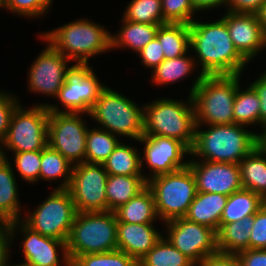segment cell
Here are the masks:
<instances>
[{
    "mask_svg": "<svg viewBox=\"0 0 266 266\" xmlns=\"http://www.w3.org/2000/svg\"><path fill=\"white\" fill-rule=\"evenodd\" d=\"M214 21L195 19L189 25L190 49L197 57L198 71L203 76L243 75L248 62L234 47L226 22L222 18Z\"/></svg>",
    "mask_w": 266,
    "mask_h": 266,
    "instance_id": "1",
    "label": "cell"
},
{
    "mask_svg": "<svg viewBox=\"0 0 266 266\" xmlns=\"http://www.w3.org/2000/svg\"><path fill=\"white\" fill-rule=\"evenodd\" d=\"M196 126L190 160L236 163L260 144L259 133L238 124ZM202 129V130H201ZM198 157V158H197ZM196 158V159H195Z\"/></svg>",
    "mask_w": 266,
    "mask_h": 266,
    "instance_id": "2",
    "label": "cell"
},
{
    "mask_svg": "<svg viewBox=\"0 0 266 266\" xmlns=\"http://www.w3.org/2000/svg\"><path fill=\"white\" fill-rule=\"evenodd\" d=\"M188 91L196 126L234 124L233 104L241 75L203 76L198 72Z\"/></svg>",
    "mask_w": 266,
    "mask_h": 266,
    "instance_id": "3",
    "label": "cell"
},
{
    "mask_svg": "<svg viewBox=\"0 0 266 266\" xmlns=\"http://www.w3.org/2000/svg\"><path fill=\"white\" fill-rule=\"evenodd\" d=\"M40 35L71 62L89 64V59L111 49V32L104 26L78 18Z\"/></svg>",
    "mask_w": 266,
    "mask_h": 266,
    "instance_id": "4",
    "label": "cell"
},
{
    "mask_svg": "<svg viewBox=\"0 0 266 266\" xmlns=\"http://www.w3.org/2000/svg\"><path fill=\"white\" fill-rule=\"evenodd\" d=\"M144 105L143 135L174 138L189 149L195 135V109L192 96L187 100L156 98Z\"/></svg>",
    "mask_w": 266,
    "mask_h": 266,
    "instance_id": "5",
    "label": "cell"
},
{
    "mask_svg": "<svg viewBox=\"0 0 266 266\" xmlns=\"http://www.w3.org/2000/svg\"><path fill=\"white\" fill-rule=\"evenodd\" d=\"M123 95L106 86L86 116L101 125L98 128L137 142L143 136L144 106Z\"/></svg>",
    "mask_w": 266,
    "mask_h": 266,
    "instance_id": "6",
    "label": "cell"
},
{
    "mask_svg": "<svg viewBox=\"0 0 266 266\" xmlns=\"http://www.w3.org/2000/svg\"><path fill=\"white\" fill-rule=\"evenodd\" d=\"M117 223L114 211L77 212L67 240L71 262L79 255L116 250Z\"/></svg>",
    "mask_w": 266,
    "mask_h": 266,
    "instance_id": "7",
    "label": "cell"
},
{
    "mask_svg": "<svg viewBox=\"0 0 266 266\" xmlns=\"http://www.w3.org/2000/svg\"><path fill=\"white\" fill-rule=\"evenodd\" d=\"M151 189L159 221L163 223L185 217L197 194L194 174L189 166L147 181Z\"/></svg>",
    "mask_w": 266,
    "mask_h": 266,
    "instance_id": "8",
    "label": "cell"
},
{
    "mask_svg": "<svg viewBox=\"0 0 266 266\" xmlns=\"http://www.w3.org/2000/svg\"><path fill=\"white\" fill-rule=\"evenodd\" d=\"M48 119L46 105L24 108L20 103L13 111L7 134L0 143V157L7 158L9 151L19 153L44 149L48 145Z\"/></svg>",
    "mask_w": 266,
    "mask_h": 266,
    "instance_id": "9",
    "label": "cell"
},
{
    "mask_svg": "<svg viewBox=\"0 0 266 266\" xmlns=\"http://www.w3.org/2000/svg\"><path fill=\"white\" fill-rule=\"evenodd\" d=\"M32 212H26L22 221L33 231L61 241L69 238L77 214L67 189L54 188L50 195Z\"/></svg>",
    "mask_w": 266,
    "mask_h": 266,
    "instance_id": "10",
    "label": "cell"
},
{
    "mask_svg": "<svg viewBox=\"0 0 266 266\" xmlns=\"http://www.w3.org/2000/svg\"><path fill=\"white\" fill-rule=\"evenodd\" d=\"M97 77L90 64H72L66 72L65 82L56 96L64 110H61L56 104L46 102L37 105H46L49 112L89 114L101 91L106 87V84H102Z\"/></svg>",
    "mask_w": 266,
    "mask_h": 266,
    "instance_id": "11",
    "label": "cell"
},
{
    "mask_svg": "<svg viewBox=\"0 0 266 266\" xmlns=\"http://www.w3.org/2000/svg\"><path fill=\"white\" fill-rule=\"evenodd\" d=\"M107 177L103 164L83 162L73 165L67 190L77 212L108 211Z\"/></svg>",
    "mask_w": 266,
    "mask_h": 266,
    "instance_id": "12",
    "label": "cell"
},
{
    "mask_svg": "<svg viewBox=\"0 0 266 266\" xmlns=\"http://www.w3.org/2000/svg\"><path fill=\"white\" fill-rule=\"evenodd\" d=\"M84 113L49 112L48 145L73 165L85 162L87 120ZM86 122V123H85Z\"/></svg>",
    "mask_w": 266,
    "mask_h": 266,
    "instance_id": "13",
    "label": "cell"
},
{
    "mask_svg": "<svg viewBox=\"0 0 266 266\" xmlns=\"http://www.w3.org/2000/svg\"><path fill=\"white\" fill-rule=\"evenodd\" d=\"M5 226L10 233L12 241H15L17 231L23 235L20 245L25 262L19 263V265L61 266L62 264L63 266H71L65 241L43 236L29 228L22 220L9 222Z\"/></svg>",
    "mask_w": 266,
    "mask_h": 266,
    "instance_id": "14",
    "label": "cell"
},
{
    "mask_svg": "<svg viewBox=\"0 0 266 266\" xmlns=\"http://www.w3.org/2000/svg\"><path fill=\"white\" fill-rule=\"evenodd\" d=\"M165 238L182 254L198 265L208 255L218 252L217 232L185 217L163 223Z\"/></svg>",
    "mask_w": 266,
    "mask_h": 266,
    "instance_id": "15",
    "label": "cell"
},
{
    "mask_svg": "<svg viewBox=\"0 0 266 266\" xmlns=\"http://www.w3.org/2000/svg\"><path fill=\"white\" fill-rule=\"evenodd\" d=\"M137 142L144 145L140 156L141 171L144 172L145 164L151 171L146 181L189 165V158L185 160V156H190V149L177 139L143 135Z\"/></svg>",
    "mask_w": 266,
    "mask_h": 266,
    "instance_id": "16",
    "label": "cell"
},
{
    "mask_svg": "<svg viewBox=\"0 0 266 266\" xmlns=\"http://www.w3.org/2000/svg\"><path fill=\"white\" fill-rule=\"evenodd\" d=\"M40 40L46 47L35 58L28 70V90L35 94H44L56 98L66 79V72L71 67L70 60L56 50L40 34ZM69 65V66H68Z\"/></svg>",
    "mask_w": 266,
    "mask_h": 266,
    "instance_id": "17",
    "label": "cell"
},
{
    "mask_svg": "<svg viewBox=\"0 0 266 266\" xmlns=\"http://www.w3.org/2000/svg\"><path fill=\"white\" fill-rule=\"evenodd\" d=\"M195 177L197 192L220 193L226 196L241 190L239 164L189 160Z\"/></svg>",
    "mask_w": 266,
    "mask_h": 266,
    "instance_id": "18",
    "label": "cell"
},
{
    "mask_svg": "<svg viewBox=\"0 0 266 266\" xmlns=\"http://www.w3.org/2000/svg\"><path fill=\"white\" fill-rule=\"evenodd\" d=\"M239 54L249 63L266 50V34L254 13L227 11L221 17Z\"/></svg>",
    "mask_w": 266,
    "mask_h": 266,
    "instance_id": "19",
    "label": "cell"
},
{
    "mask_svg": "<svg viewBox=\"0 0 266 266\" xmlns=\"http://www.w3.org/2000/svg\"><path fill=\"white\" fill-rule=\"evenodd\" d=\"M154 223H117V249L138 261L162 238Z\"/></svg>",
    "mask_w": 266,
    "mask_h": 266,
    "instance_id": "20",
    "label": "cell"
},
{
    "mask_svg": "<svg viewBox=\"0 0 266 266\" xmlns=\"http://www.w3.org/2000/svg\"><path fill=\"white\" fill-rule=\"evenodd\" d=\"M8 158L0 157V223L22 220L18 181Z\"/></svg>",
    "mask_w": 266,
    "mask_h": 266,
    "instance_id": "21",
    "label": "cell"
},
{
    "mask_svg": "<svg viewBox=\"0 0 266 266\" xmlns=\"http://www.w3.org/2000/svg\"><path fill=\"white\" fill-rule=\"evenodd\" d=\"M227 198L220 193L197 192L185 218L218 232Z\"/></svg>",
    "mask_w": 266,
    "mask_h": 266,
    "instance_id": "22",
    "label": "cell"
},
{
    "mask_svg": "<svg viewBox=\"0 0 266 266\" xmlns=\"http://www.w3.org/2000/svg\"><path fill=\"white\" fill-rule=\"evenodd\" d=\"M241 184L266 201V150L259 144L239 162Z\"/></svg>",
    "mask_w": 266,
    "mask_h": 266,
    "instance_id": "23",
    "label": "cell"
},
{
    "mask_svg": "<svg viewBox=\"0 0 266 266\" xmlns=\"http://www.w3.org/2000/svg\"><path fill=\"white\" fill-rule=\"evenodd\" d=\"M161 25L136 23L122 17L120 31L111 34V49H130L137 54L151 40L156 37Z\"/></svg>",
    "mask_w": 266,
    "mask_h": 266,
    "instance_id": "24",
    "label": "cell"
},
{
    "mask_svg": "<svg viewBox=\"0 0 266 266\" xmlns=\"http://www.w3.org/2000/svg\"><path fill=\"white\" fill-rule=\"evenodd\" d=\"M114 212L117 217V222L146 224L154 223L159 219L156 212L154 196L148 186Z\"/></svg>",
    "mask_w": 266,
    "mask_h": 266,
    "instance_id": "25",
    "label": "cell"
},
{
    "mask_svg": "<svg viewBox=\"0 0 266 266\" xmlns=\"http://www.w3.org/2000/svg\"><path fill=\"white\" fill-rule=\"evenodd\" d=\"M147 186L143 175H110L107 177L106 196L108 211H115L126 204Z\"/></svg>",
    "mask_w": 266,
    "mask_h": 266,
    "instance_id": "26",
    "label": "cell"
},
{
    "mask_svg": "<svg viewBox=\"0 0 266 266\" xmlns=\"http://www.w3.org/2000/svg\"><path fill=\"white\" fill-rule=\"evenodd\" d=\"M265 200L253 191L242 188L228 196L223 210L220 227L223 224L237 222L253 216L264 204Z\"/></svg>",
    "mask_w": 266,
    "mask_h": 266,
    "instance_id": "27",
    "label": "cell"
},
{
    "mask_svg": "<svg viewBox=\"0 0 266 266\" xmlns=\"http://www.w3.org/2000/svg\"><path fill=\"white\" fill-rule=\"evenodd\" d=\"M253 226V216L237 222L223 224L217 232V248L222 253L237 254L249 249V238Z\"/></svg>",
    "mask_w": 266,
    "mask_h": 266,
    "instance_id": "28",
    "label": "cell"
},
{
    "mask_svg": "<svg viewBox=\"0 0 266 266\" xmlns=\"http://www.w3.org/2000/svg\"><path fill=\"white\" fill-rule=\"evenodd\" d=\"M156 38L161 44L165 59H173L190 50L189 24L167 23L159 26Z\"/></svg>",
    "mask_w": 266,
    "mask_h": 266,
    "instance_id": "29",
    "label": "cell"
},
{
    "mask_svg": "<svg viewBox=\"0 0 266 266\" xmlns=\"http://www.w3.org/2000/svg\"><path fill=\"white\" fill-rule=\"evenodd\" d=\"M191 49L186 54L173 59H165L157 67H155L151 72V82L155 85H168L184 80L185 77L193 74L196 70V64L194 56L190 55ZM194 70V71H193Z\"/></svg>",
    "mask_w": 266,
    "mask_h": 266,
    "instance_id": "30",
    "label": "cell"
},
{
    "mask_svg": "<svg viewBox=\"0 0 266 266\" xmlns=\"http://www.w3.org/2000/svg\"><path fill=\"white\" fill-rule=\"evenodd\" d=\"M137 148L121 141L103 163L106 172L110 175H143L146 180L147 175L141 171V153Z\"/></svg>",
    "mask_w": 266,
    "mask_h": 266,
    "instance_id": "31",
    "label": "cell"
},
{
    "mask_svg": "<svg viewBox=\"0 0 266 266\" xmlns=\"http://www.w3.org/2000/svg\"><path fill=\"white\" fill-rule=\"evenodd\" d=\"M73 164L62 154L47 145L41 150L39 181H60L56 189H67L72 175Z\"/></svg>",
    "mask_w": 266,
    "mask_h": 266,
    "instance_id": "32",
    "label": "cell"
},
{
    "mask_svg": "<svg viewBox=\"0 0 266 266\" xmlns=\"http://www.w3.org/2000/svg\"><path fill=\"white\" fill-rule=\"evenodd\" d=\"M237 88L233 104L234 124L260 127V100L255 89L249 84L246 89Z\"/></svg>",
    "mask_w": 266,
    "mask_h": 266,
    "instance_id": "33",
    "label": "cell"
},
{
    "mask_svg": "<svg viewBox=\"0 0 266 266\" xmlns=\"http://www.w3.org/2000/svg\"><path fill=\"white\" fill-rule=\"evenodd\" d=\"M89 128L85 162L103 164L121 141L116 135L97 126Z\"/></svg>",
    "mask_w": 266,
    "mask_h": 266,
    "instance_id": "34",
    "label": "cell"
},
{
    "mask_svg": "<svg viewBox=\"0 0 266 266\" xmlns=\"http://www.w3.org/2000/svg\"><path fill=\"white\" fill-rule=\"evenodd\" d=\"M139 266H197L164 236L139 260Z\"/></svg>",
    "mask_w": 266,
    "mask_h": 266,
    "instance_id": "35",
    "label": "cell"
},
{
    "mask_svg": "<svg viewBox=\"0 0 266 266\" xmlns=\"http://www.w3.org/2000/svg\"><path fill=\"white\" fill-rule=\"evenodd\" d=\"M123 18L136 23L164 25L161 0H131Z\"/></svg>",
    "mask_w": 266,
    "mask_h": 266,
    "instance_id": "36",
    "label": "cell"
},
{
    "mask_svg": "<svg viewBox=\"0 0 266 266\" xmlns=\"http://www.w3.org/2000/svg\"><path fill=\"white\" fill-rule=\"evenodd\" d=\"M71 266H139V261L121 250L77 256Z\"/></svg>",
    "mask_w": 266,
    "mask_h": 266,
    "instance_id": "37",
    "label": "cell"
},
{
    "mask_svg": "<svg viewBox=\"0 0 266 266\" xmlns=\"http://www.w3.org/2000/svg\"><path fill=\"white\" fill-rule=\"evenodd\" d=\"M161 5L166 23L190 25L196 19L191 0H161Z\"/></svg>",
    "mask_w": 266,
    "mask_h": 266,
    "instance_id": "38",
    "label": "cell"
},
{
    "mask_svg": "<svg viewBox=\"0 0 266 266\" xmlns=\"http://www.w3.org/2000/svg\"><path fill=\"white\" fill-rule=\"evenodd\" d=\"M13 162L18 175L27 183L39 182L41 150L13 153Z\"/></svg>",
    "mask_w": 266,
    "mask_h": 266,
    "instance_id": "39",
    "label": "cell"
},
{
    "mask_svg": "<svg viewBox=\"0 0 266 266\" xmlns=\"http://www.w3.org/2000/svg\"><path fill=\"white\" fill-rule=\"evenodd\" d=\"M53 0H6V10L22 18H41L50 9Z\"/></svg>",
    "mask_w": 266,
    "mask_h": 266,
    "instance_id": "40",
    "label": "cell"
},
{
    "mask_svg": "<svg viewBox=\"0 0 266 266\" xmlns=\"http://www.w3.org/2000/svg\"><path fill=\"white\" fill-rule=\"evenodd\" d=\"M0 90V143L5 138L13 111L20 104V100L16 95Z\"/></svg>",
    "mask_w": 266,
    "mask_h": 266,
    "instance_id": "41",
    "label": "cell"
},
{
    "mask_svg": "<svg viewBox=\"0 0 266 266\" xmlns=\"http://www.w3.org/2000/svg\"><path fill=\"white\" fill-rule=\"evenodd\" d=\"M249 249H266V202L253 215V226L249 238Z\"/></svg>",
    "mask_w": 266,
    "mask_h": 266,
    "instance_id": "42",
    "label": "cell"
},
{
    "mask_svg": "<svg viewBox=\"0 0 266 266\" xmlns=\"http://www.w3.org/2000/svg\"><path fill=\"white\" fill-rule=\"evenodd\" d=\"M137 55L140 57L142 65L151 70L165 60L161 44L156 37L143 47Z\"/></svg>",
    "mask_w": 266,
    "mask_h": 266,
    "instance_id": "43",
    "label": "cell"
},
{
    "mask_svg": "<svg viewBox=\"0 0 266 266\" xmlns=\"http://www.w3.org/2000/svg\"><path fill=\"white\" fill-rule=\"evenodd\" d=\"M257 92L260 100V128L259 136L266 130V70L250 84Z\"/></svg>",
    "mask_w": 266,
    "mask_h": 266,
    "instance_id": "44",
    "label": "cell"
},
{
    "mask_svg": "<svg viewBox=\"0 0 266 266\" xmlns=\"http://www.w3.org/2000/svg\"><path fill=\"white\" fill-rule=\"evenodd\" d=\"M197 266H241L237 254L216 252L205 257Z\"/></svg>",
    "mask_w": 266,
    "mask_h": 266,
    "instance_id": "45",
    "label": "cell"
},
{
    "mask_svg": "<svg viewBox=\"0 0 266 266\" xmlns=\"http://www.w3.org/2000/svg\"><path fill=\"white\" fill-rule=\"evenodd\" d=\"M241 266H266V249H246L237 253Z\"/></svg>",
    "mask_w": 266,
    "mask_h": 266,
    "instance_id": "46",
    "label": "cell"
},
{
    "mask_svg": "<svg viewBox=\"0 0 266 266\" xmlns=\"http://www.w3.org/2000/svg\"><path fill=\"white\" fill-rule=\"evenodd\" d=\"M266 0H227L225 11L256 14Z\"/></svg>",
    "mask_w": 266,
    "mask_h": 266,
    "instance_id": "47",
    "label": "cell"
},
{
    "mask_svg": "<svg viewBox=\"0 0 266 266\" xmlns=\"http://www.w3.org/2000/svg\"><path fill=\"white\" fill-rule=\"evenodd\" d=\"M13 245L10 233L5 225L0 227V266L10 265V246ZM9 261V262H8Z\"/></svg>",
    "mask_w": 266,
    "mask_h": 266,
    "instance_id": "48",
    "label": "cell"
},
{
    "mask_svg": "<svg viewBox=\"0 0 266 266\" xmlns=\"http://www.w3.org/2000/svg\"><path fill=\"white\" fill-rule=\"evenodd\" d=\"M227 0H191L192 5L196 12L214 10V8L219 9V7H225Z\"/></svg>",
    "mask_w": 266,
    "mask_h": 266,
    "instance_id": "49",
    "label": "cell"
},
{
    "mask_svg": "<svg viewBox=\"0 0 266 266\" xmlns=\"http://www.w3.org/2000/svg\"><path fill=\"white\" fill-rule=\"evenodd\" d=\"M257 18L262 26L264 33L266 34V1L262 4L259 11L256 13Z\"/></svg>",
    "mask_w": 266,
    "mask_h": 266,
    "instance_id": "50",
    "label": "cell"
},
{
    "mask_svg": "<svg viewBox=\"0 0 266 266\" xmlns=\"http://www.w3.org/2000/svg\"><path fill=\"white\" fill-rule=\"evenodd\" d=\"M260 145L266 150V130L260 135Z\"/></svg>",
    "mask_w": 266,
    "mask_h": 266,
    "instance_id": "51",
    "label": "cell"
},
{
    "mask_svg": "<svg viewBox=\"0 0 266 266\" xmlns=\"http://www.w3.org/2000/svg\"><path fill=\"white\" fill-rule=\"evenodd\" d=\"M0 8L6 9V0H0Z\"/></svg>",
    "mask_w": 266,
    "mask_h": 266,
    "instance_id": "52",
    "label": "cell"
},
{
    "mask_svg": "<svg viewBox=\"0 0 266 266\" xmlns=\"http://www.w3.org/2000/svg\"><path fill=\"white\" fill-rule=\"evenodd\" d=\"M9 266H22V265H19V264H13V265H9Z\"/></svg>",
    "mask_w": 266,
    "mask_h": 266,
    "instance_id": "53",
    "label": "cell"
}]
</instances>
